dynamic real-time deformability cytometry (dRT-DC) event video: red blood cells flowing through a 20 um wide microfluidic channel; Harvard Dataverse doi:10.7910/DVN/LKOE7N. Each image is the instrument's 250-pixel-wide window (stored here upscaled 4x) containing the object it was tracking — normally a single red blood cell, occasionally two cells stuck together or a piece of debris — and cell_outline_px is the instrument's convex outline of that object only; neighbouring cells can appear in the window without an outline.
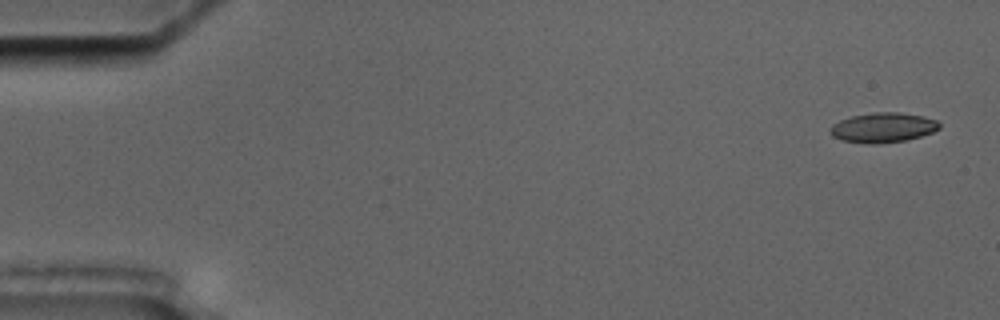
{"species": "common noctule bat (a hibernating species)", "species_latin": "Nyctalus noctula", "temperature_condition": "cold", "stored_images_in_passage": 6, "camera_frame_rate_fps": 3000, "um_per_image_px": 0.085, "animal": {"sex": "male", "body_mass_g": 17.5, "forearm_length_mm": 52.3}, "frame": {"image": 1, "passage_image": 1, "time_ms": 0.0, "image_size_px": [1000, 320], "cell_outline_px": [[940, 128], [932, 132], [920, 136], [904, 140], [876, 144], [868, 144], [840, 140], [832, 136], [828, 132], [828, 128], [832, 124], [840, 120], [852, 116], [876, 112], [896, 112], [920, 116], [936, 120], [940, 124]], "centroid_in_image_um": [74.98, 10.85], "position_along_channel_um": 10.0, "area_um2": 18.9}}
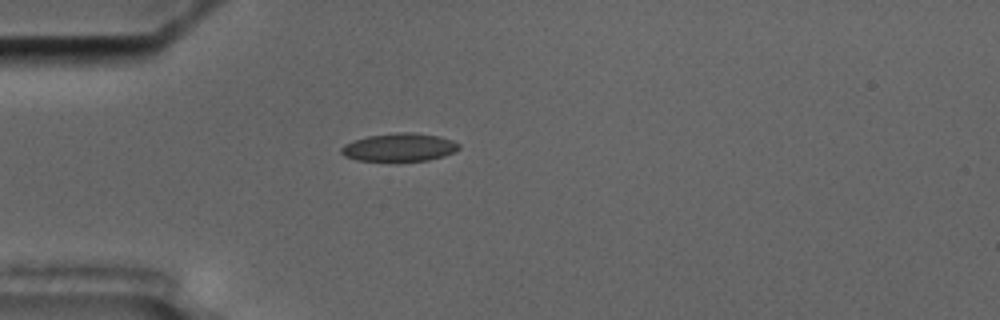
{"frame": {"image": 2, "passage_image": 5, "time_ms": 4.667, "image_size_px": [1000, 320], "cell_outline_px": [[460, 148], [456, 152], [444, 156], [428, 160], [396, 164], [356, 160], [344, 156], [340, 152], [340, 148], [344, 144], [352, 140], [368, 136], [396, 132], [412, 132], [440, 136], [452, 140], [460, 144]], "centroid_in_image_um": [33.93, 12.57], "position_along_channel_um": 51.1, "area_um2": 20.35}}